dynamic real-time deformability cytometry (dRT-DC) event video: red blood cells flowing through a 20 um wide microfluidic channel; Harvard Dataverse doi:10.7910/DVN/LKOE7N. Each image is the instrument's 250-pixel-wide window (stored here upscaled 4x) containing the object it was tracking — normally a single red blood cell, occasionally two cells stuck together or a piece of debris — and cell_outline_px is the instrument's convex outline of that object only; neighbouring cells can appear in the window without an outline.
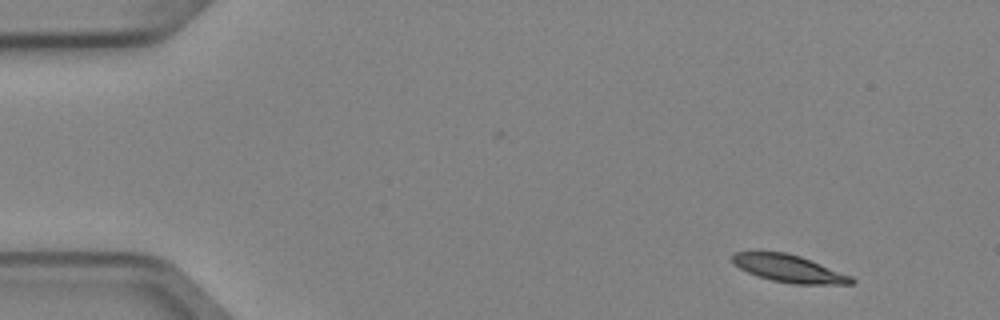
{"species": "Egyptian fruit bat (a non-hibernating species)", "species_latin": "Rousettus aegyptiacus", "temperature_condition": "cold", "stored_images_in_passage": 3, "camera_frame_rate_fps": 3000, "um_per_image_px": 0.085, "animal": {"sex": "female"}, "frame": {"image": 1, "passage_image": 1, "time_ms": 0.0, "image_size_px": [1000, 320], "cell_outline_px": [[856, 284], [792, 284], [772, 280], [748, 272], [732, 264], [732, 252], [784, 252], [800, 256], [852, 276], [856, 280]], "centroid_in_image_um": [67.08, 22.83], "position_along_channel_um": 17.9, "area_um2": 18.9}}
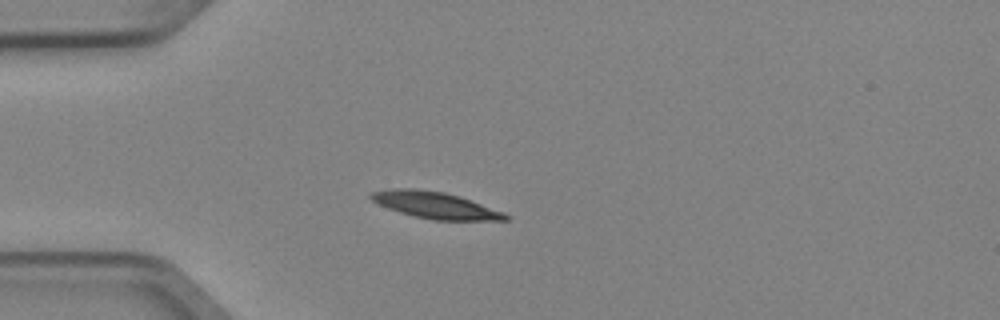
{"frame": {"image": 2, "passage_image": 3, "time_ms": 0.667, "image_size_px": [1000, 320], "cell_outline_px": [[508, 220], [432, 220], [400, 212], [388, 208], [372, 200], [368, 196], [372, 192], [392, 188], [412, 188], [444, 192], [460, 196], [504, 212], [508, 216]], "centroid_in_image_um": [36.99, 17.43], "position_along_channel_um": 48.0, "area_um2": 20.63}}